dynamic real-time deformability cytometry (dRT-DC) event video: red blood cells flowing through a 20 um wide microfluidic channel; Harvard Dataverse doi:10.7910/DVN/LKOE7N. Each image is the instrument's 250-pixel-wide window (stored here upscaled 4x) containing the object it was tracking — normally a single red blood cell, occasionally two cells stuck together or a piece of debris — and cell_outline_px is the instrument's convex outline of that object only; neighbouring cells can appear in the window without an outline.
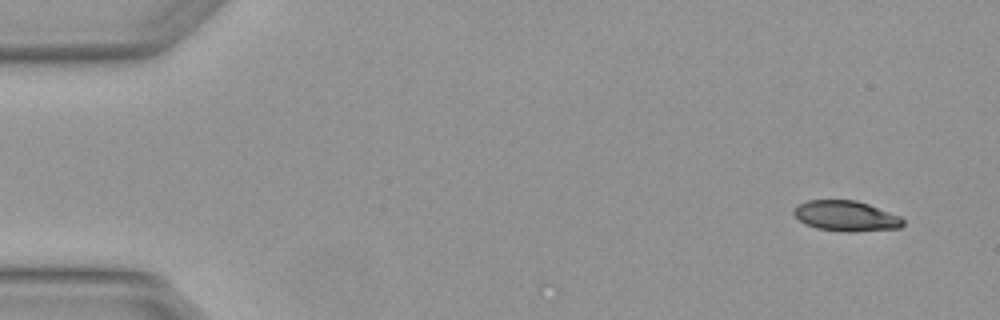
{"species": "Egyptian fruit bat (a non-hibernating species)", "species_latin": "Rousettus aegyptiacus", "temperature_condition": "warm", "stored_images_in_passage": 4, "camera_frame_rate_fps": 3000, "um_per_image_px": 0.085, "animal": {"sex": "female"}, "frame": {"image": 1, "passage_image": 1, "time_ms": 0.0, "image_size_px": [1000, 320], "cell_outline_px": [[904, 224], [900, 228], [856, 232], [844, 232], [816, 228], [804, 224], [792, 212], [792, 208], [808, 200], [856, 200], [868, 204], [900, 216], [904, 220]], "centroid_in_image_um": [71.9, 18.37], "position_along_channel_um": 13.1, "area_um2": 19.48}}
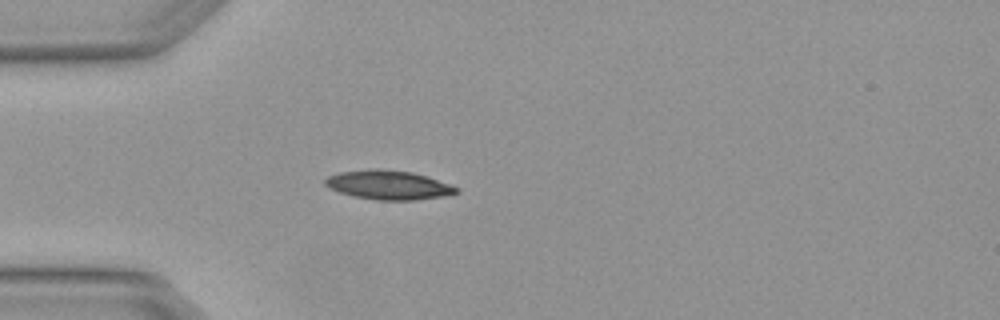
{"frame": {"image": 2, "passage_image": 4, "time_ms": 1.0, "image_size_px": [1000, 320], "cell_outline_px": [[460, 192], [448, 196], [412, 200], [376, 200], [352, 196], [340, 192], [324, 184], [324, 180], [328, 176], [340, 172], [372, 168], [376, 168], [412, 172], [428, 176], [460, 188]], "centroid_in_image_um": [33.07, 15.72], "position_along_channel_um": 51.9, "area_um2": 22.43}}